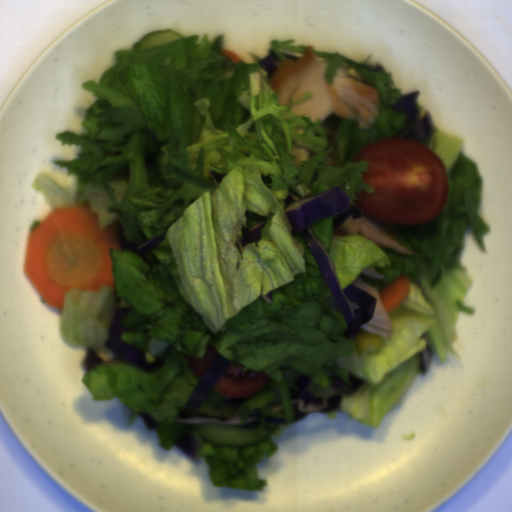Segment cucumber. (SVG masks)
Returning a JSON list of instances; mask_svg holds the SVG:
<instances>
[{"label":"cucumber","instance_id":"1","mask_svg":"<svg viewBox=\"0 0 512 512\" xmlns=\"http://www.w3.org/2000/svg\"><path fill=\"white\" fill-rule=\"evenodd\" d=\"M202 438L219 447H238L259 444L269 436L267 428L231 426L217 423L197 425Z\"/></svg>","mask_w":512,"mask_h":512},{"label":"cucumber","instance_id":"2","mask_svg":"<svg viewBox=\"0 0 512 512\" xmlns=\"http://www.w3.org/2000/svg\"><path fill=\"white\" fill-rule=\"evenodd\" d=\"M181 39H184L182 33H179L171 29L152 32L150 34L145 35L135 43H133L132 49H142L156 45L168 44Z\"/></svg>","mask_w":512,"mask_h":512}]
</instances>
